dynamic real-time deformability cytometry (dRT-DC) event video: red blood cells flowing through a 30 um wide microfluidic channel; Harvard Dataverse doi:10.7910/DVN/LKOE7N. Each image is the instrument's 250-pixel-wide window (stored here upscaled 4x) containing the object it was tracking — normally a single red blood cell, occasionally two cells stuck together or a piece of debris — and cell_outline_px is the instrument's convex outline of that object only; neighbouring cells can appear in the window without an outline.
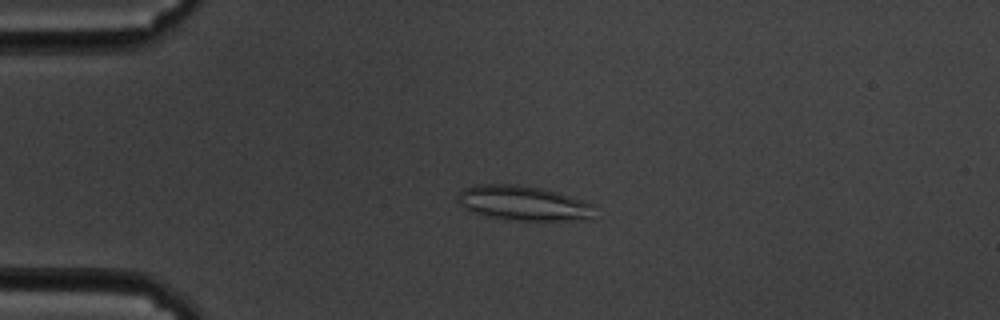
{"species": "common noctule bat (a hibernating species)", "species_latin": "Nyctalus noctula", "temperature_condition": "cold", "stored_images_in_passage": 58, "camera_frame_rate_fps": 3000, "um_per_image_px": 0.085, "animal": {"sex": "male", "body_mass_g": 19.5, "forearm_length_mm": 54.6}, "frame": {"image": 1, "passage_image": 14, "time_ms": 4.333, "image_size_px": [1000, 320], "cell_outline_px": [[592, 204], [588, 220], [516, 220], [484, 216], [472, 212], [460, 204], [456, 200], [456, 196], [460, 188], [476, 184], [516, 184], [544, 188]], "centroid_in_image_um": [44.35, 17.25], "position_along_channel_um": 40.7, "area_um2": 27.57}}
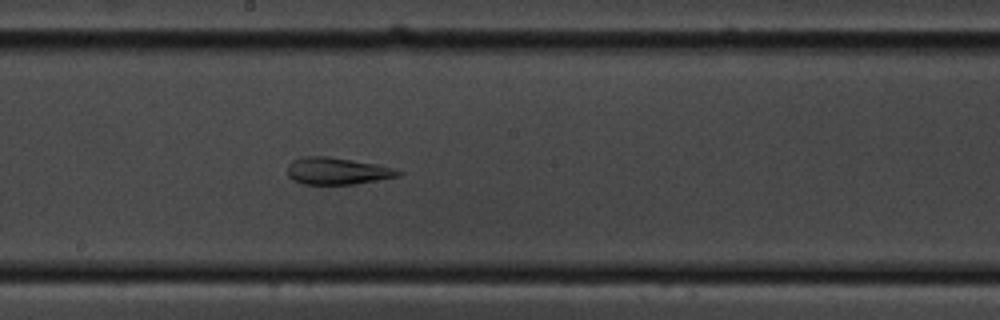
{"frame": {"image": 2, "passage_image": 32, "time_ms": 10.333, "image_size_px": [1000, 320], "cell_outline_px": [[404, 172], [400, 176], [356, 184], [304, 184], [288, 176], [288, 164], [292, 160], [300, 156], [324, 156], [376, 164], [396, 168]], "centroid_in_image_um": [28.69, 14.53], "position_along_channel_um": 219.5, "area_um2": 17.4}}
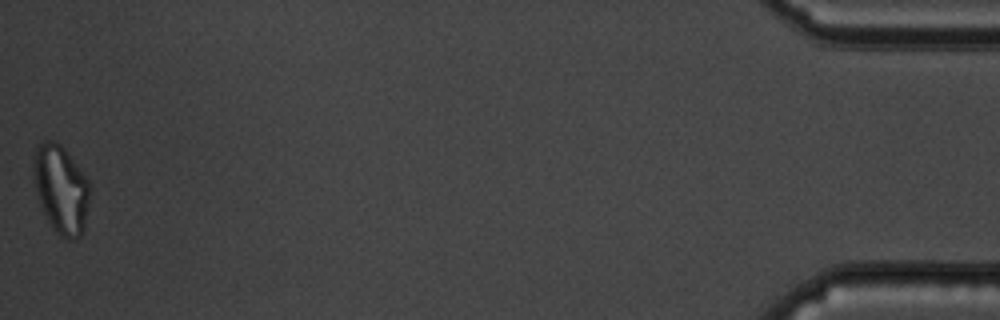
{"frame": {"image": 3, "passage_image": 58, "time_ms": 19.0, "image_size_px": [1000, 320], "cell_outline_px": [[92, 188], [84, 224], [80, 236], [72, 240], [68, 240], [60, 236], [52, 228], [36, 196], [32, 168], [32, 160], [36, 148], [40, 140], [52, 140], [60, 144], [64, 148], [88, 180]], "centroid_in_image_um": [5.16, 16.06], "position_along_channel_um": 430.0, "area_um2": 29.25}, "authors_computed_cell_mechanics": {"area_um2": 25.8366, "velocity_mm_per_s": 3.4759, "shape_relaxation_time_tau1_ms": null, "shape_relaxation_time_tau2_ms": 2.1776, "deformation_change_tau1": null, "deformation_change_tau2": 0.0981}}